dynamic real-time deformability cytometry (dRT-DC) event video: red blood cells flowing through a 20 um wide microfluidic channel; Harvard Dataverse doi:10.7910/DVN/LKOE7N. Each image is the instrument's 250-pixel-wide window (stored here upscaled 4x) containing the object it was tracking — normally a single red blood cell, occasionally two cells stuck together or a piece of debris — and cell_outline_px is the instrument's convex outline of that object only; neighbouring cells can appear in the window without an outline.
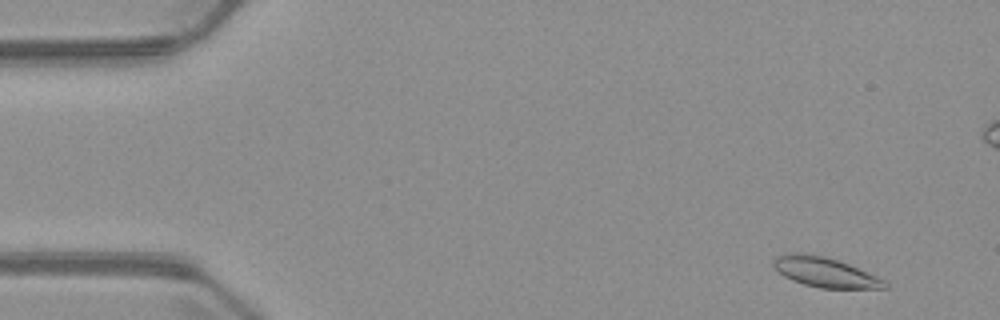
{"species": "common noctule bat (a hibernating species)", "species_latin": "Nyctalus noctula", "temperature_condition": "warm", "stored_images_in_passage": 4, "camera_frame_rate_fps": 3000, "um_per_image_px": 0.085, "animal": {"sex": "male", "body_mass_g": 23.1, "forearm_length_mm": 52.7}, "frame": {"image": 1, "passage_image": 1, "time_ms": 0.0, "image_size_px": [1000, 320], "cell_outline_px": [[888, 288], [820, 288], [804, 284], [792, 280], [784, 276], [772, 264], [772, 260], [776, 256], [784, 252], [804, 252], [824, 256], [840, 260], [876, 276], [884, 280], [888, 284]], "centroid_in_image_um": [70.08, 23.11], "position_along_channel_um": 14.9, "area_um2": 19.48}}